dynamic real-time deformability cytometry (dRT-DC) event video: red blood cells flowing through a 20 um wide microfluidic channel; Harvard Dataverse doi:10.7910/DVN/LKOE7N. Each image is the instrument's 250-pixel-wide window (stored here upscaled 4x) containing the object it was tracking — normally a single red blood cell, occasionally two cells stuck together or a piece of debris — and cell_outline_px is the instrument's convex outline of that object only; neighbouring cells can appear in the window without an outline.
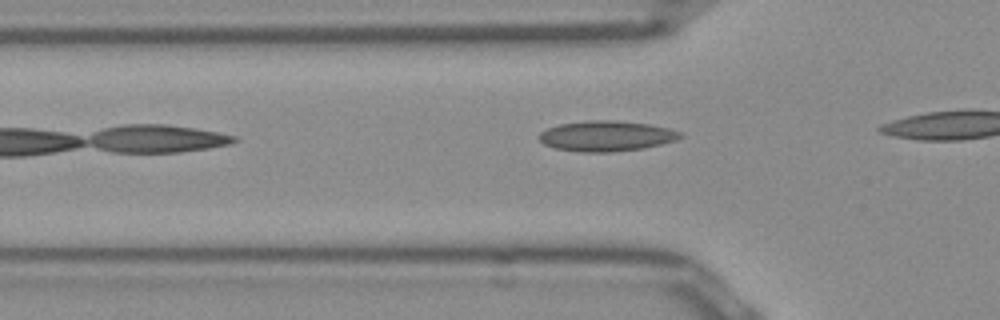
{"species": "Egyptian fruit bat (a non-hibernating species)", "species_latin": "Rousettus aegyptiacus", "temperature_condition": "room temperature", "stored_images_in_passage": 8, "camera_frame_rate_fps": 3000, "um_per_image_px": 0.085, "frame": {"image": 1, "passage_image": 3, "time_ms": 0.667, "image_size_px": [1000, 320], "cell_outline_px": [[684, 136], [676, 140], [644, 148], [612, 152], [584, 152], [556, 148], [544, 144], [540, 140], [540, 132], [548, 128], [560, 124], [584, 120], [616, 120], [648, 124], [668, 128], [684, 132]], "centroid_in_image_um": [51.58, 11.55], "position_along_channel_um": 74.2, "area_um2": 25.03}}
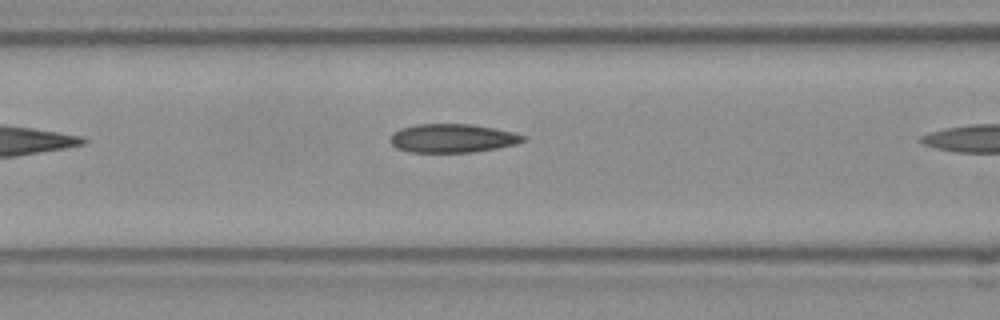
{"frame": {"image": 2, "passage_image": 7, "time_ms": 2.0, "image_size_px": [1000, 320], "cell_outline_px": [[524, 140], [516, 144], [496, 148], [472, 152], [412, 152], [396, 148], [388, 140], [392, 132], [400, 128], [416, 124], [468, 124], [492, 128], [512, 132], [524, 136]], "centroid_in_image_um": [38.38, 11.75], "position_along_channel_um": 128.2, "area_um2": 22.02}}